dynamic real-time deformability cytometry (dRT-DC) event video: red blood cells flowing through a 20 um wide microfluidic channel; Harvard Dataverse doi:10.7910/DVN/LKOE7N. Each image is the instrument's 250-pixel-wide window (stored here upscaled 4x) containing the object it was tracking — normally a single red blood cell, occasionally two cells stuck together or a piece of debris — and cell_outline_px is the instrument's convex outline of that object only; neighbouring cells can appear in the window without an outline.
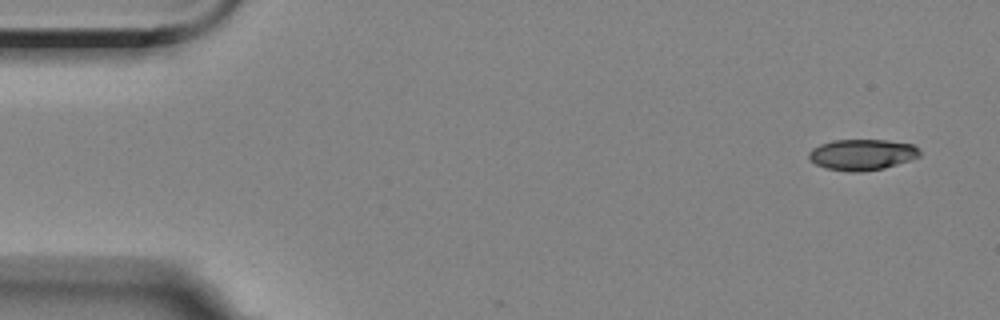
{"species": "Egyptian fruit bat (a non-hibernating species)", "species_latin": "Rousettus aegyptiacus", "temperature_condition": "room temperature", "stored_images_in_passage": 5, "camera_frame_rate_fps": 3000, "um_per_image_px": 0.085, "animal": {"sex": "female"}, "frame": {"image": 1, "passage_image": 1, "time_ms": 0.0, "image_size_px": [1000, 320], "cell_outline_px": [[920, 156], [884, 168], [860, 172], [852, 172], [824, 168], [808, 160], [808, 152], [812, 148], [820, 144], [832, 140], [888, 140], [912, 144], [920, 152]], "centroid_in_image_um": [73.21, 13.14], "position_along_channel_um": 11.8, "area_um2": 20.0}}
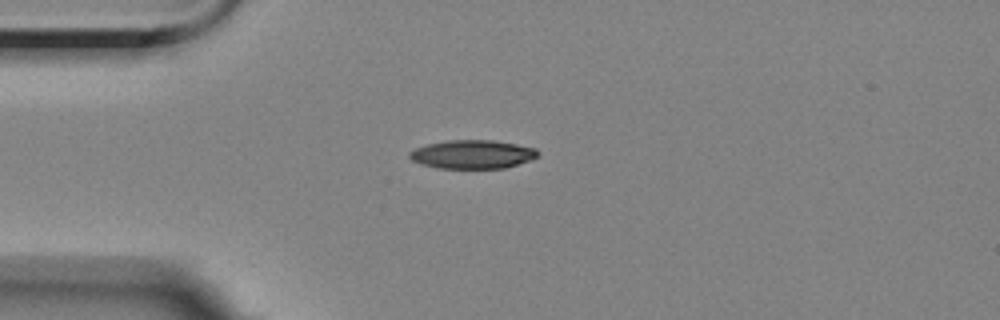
{"frame": {"image": 2, "passage_image": 4, "time_ms": 3.667, "image_size_px": [1000, 320], "cell_outline_px": [[540, 152], [536, 156], [528, 160], [504, 168], [436, 168], [420, 164], [412, 160], [408, 156], [408, 152], [416, 148], [428, 144], [448, 140], [492, 140], [516, 144], [536, 148]], "centroid_in_image_um": [40.12, 13.11], "position_along_channel_um": 44.9, "area_um2": 21.27}}
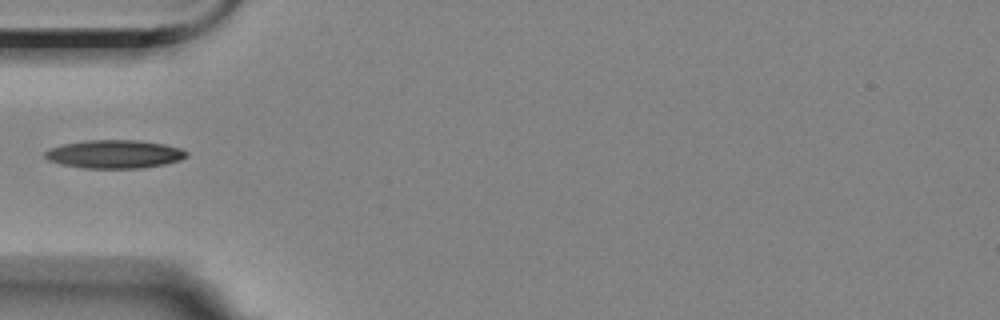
{"frame": {"image": 3, "passage_image": 5, "time_ms": 5.0, "image_size_px": [1000, 320], "cell_outline_px": [[188, 156], [180, 160], [164, 164], [144, 168], [84, 168], [60, 164], [48, 160], [44, 156], [44, 152], [48, 148], [64, 144], [84, 140], [140, 140], [164, 144], [180, 148], [188, 152]], "centroid_in_image_um": [9.72, 13.1], "position_along_channel_um": 75.3, "area_um2": 23.52}}